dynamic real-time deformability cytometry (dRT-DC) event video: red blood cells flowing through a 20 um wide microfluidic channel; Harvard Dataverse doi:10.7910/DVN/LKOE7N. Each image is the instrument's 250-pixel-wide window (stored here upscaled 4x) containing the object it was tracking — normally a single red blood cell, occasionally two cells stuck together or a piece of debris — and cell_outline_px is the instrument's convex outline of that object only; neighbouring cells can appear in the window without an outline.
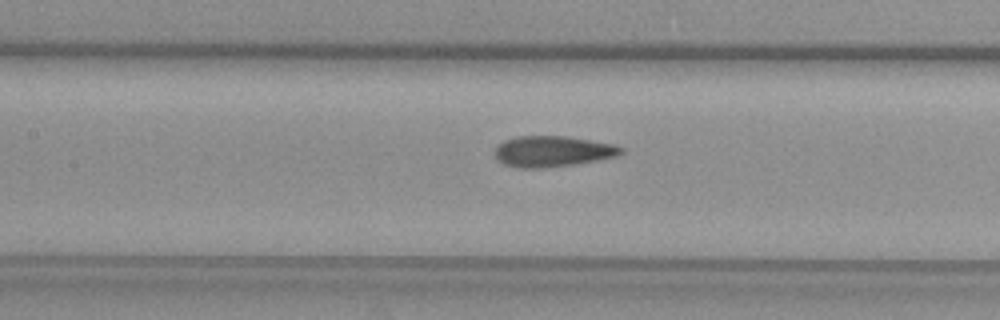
{"species": "common noctule bat (a hibernating species)", "species_latin": "Nyctalus noctula", "temperature_condition": "warm", "stored_images_in_passage": 24, "camera_frame_rate_fps": 3000, "um_per_image_px": 0.085, "animal": {"sex": "female", "body_mass_g": 29.2, "forearm_length_mm": 56.3}, "frame": {"image": 1, "passage_image": 7, "time_ms": 2.0, "image_size_px": [1000, 320], "cell_outline_px": [[624, 152], [616, 156], [596, 160], [572, 164], [544, 168], [516, 168], [504, 164], [496, 160], [492, 152], [504, 140], [516, 136], [564, 136], [616, 144], [624, 148]], "centroid_in_image_um": [46.93, 12.86], "position_along_channel_um": 160.5, "area_um2": 22.83}}